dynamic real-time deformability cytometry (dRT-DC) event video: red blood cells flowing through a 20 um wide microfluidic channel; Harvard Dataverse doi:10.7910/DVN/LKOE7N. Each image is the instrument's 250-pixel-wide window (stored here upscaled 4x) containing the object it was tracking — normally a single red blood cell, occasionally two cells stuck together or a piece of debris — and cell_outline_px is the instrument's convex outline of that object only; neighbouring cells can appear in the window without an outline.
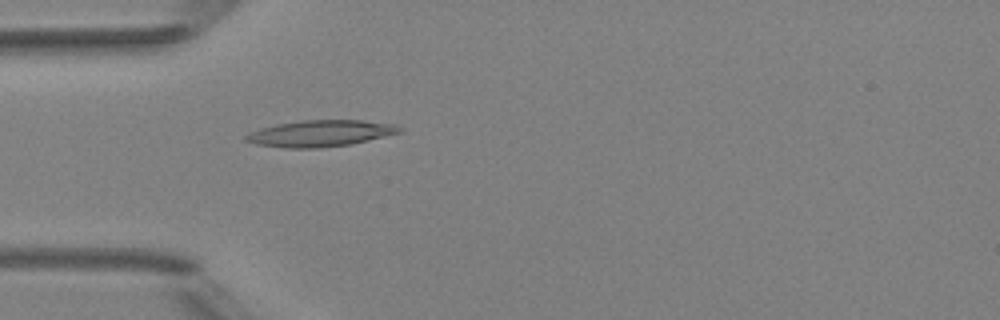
{"species": "Egyptian fruit bat (a non-hibernating species)", "species_latin": "Rousettus aegyptiacus", "temperature_condition": "room temperature", "stored_images_in_passage": 5, "camera_frame_rate_fps": 3000, "um_per_image_px": 0.085, "animal": {"sex": "female"}, "frame": {"image": 1, "passage_image": 5, "time_ms": 4.667, "image_size_px": [1000, 320], "cell_outline_px": [[404, 132], [368, 140], [348, 144], [320, 148], [284, 148], [256, 144], [244, 140], [244, 136], [260, 128], [276, 124], [304, 120], [360, 120], [392, 124], [404, 128]], "centroid_in_image_um": [27.24, 11.34], "position_along_channel_um": 57.8, "area_um2": 23.58}}